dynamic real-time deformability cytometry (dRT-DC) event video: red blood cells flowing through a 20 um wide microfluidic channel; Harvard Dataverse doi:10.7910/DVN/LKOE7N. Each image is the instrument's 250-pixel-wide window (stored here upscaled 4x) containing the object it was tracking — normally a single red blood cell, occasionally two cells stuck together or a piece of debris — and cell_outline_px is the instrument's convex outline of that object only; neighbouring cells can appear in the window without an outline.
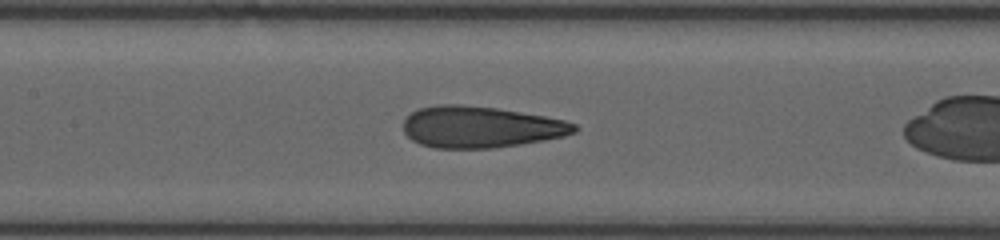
{"species": "human", "species_latin": "Homo sapiens", "temperature_condition": "room temperature", "stored_images_in_passage": 21, "camera_frame_rate_fps": 3000, "um_per_image_px": 0.085, "donor": {"sex": "female"}, "frame": {"image": 1, "passage_image": 6, "time_ms": 2.333, "image_size_px": [1000, 240], "cell_outline_px": [[580, 128], [576, 132], [564, 136], [544, 140], [520, 144], [492, 148], [432, 148], [420, 144], [412, 140], [404, 132], [404, 120], [412, 112], [420, 108], [440, 104], [460, 104], [496, 108], [544, 116], [564, 120], [576, 124]], "centroid_in_image_um": [40.86, 10.8], "position_along_channel_um": 166.5, "area_um2": 41.27}}
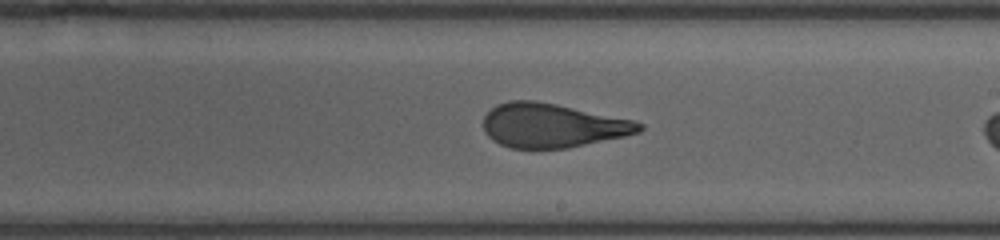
{"frame": {"image": 2, "passage_image": 11, "time_ms": 4.333, "image_size_px": [1000, 240], "cell_outline_px": [[644, 128], [640, 132], [624, 136], [568, 148], [512, 148], [500, 144], [492, 140], [484, 132], [484, 116], [496, 104], [508, 100], [536, 100], [636, 120], [644, 124]], "centroid_in_image_um": [46.96, 10.65], "position_along_channel_um": 242.0, "area_um2": 40.17}}
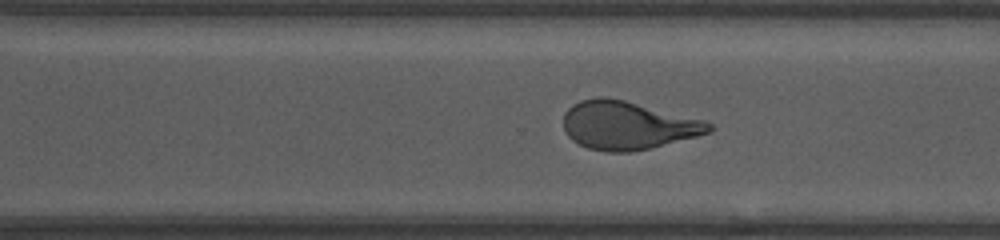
{"frame": {"image": 3, "passage_image": 16, "time_ms": 6.333, "image_size_px": [1000, 240], "cell_outline_px": [[712, 128], [708, 132], [696, 136], [648, 148], [628, 152], [608, 152], [588, 148], [572, 140], [568, 136], [564, 128], [564, 112], [572, 104], [580, 100], [608, 96], [704, 120], [712, 124]], "centroid_in_image_um": [53.3, 10.64], "position_along_channel_um": 317.3, "area_um2": 40.46}}